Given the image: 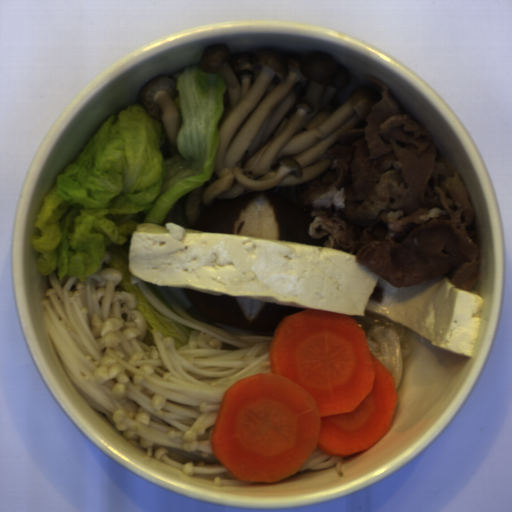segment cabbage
I'll use <instances>...</instances> for the list:
<instances>
[{"label": "cabbage", "instance_id": "cabbage-1", "mask_svg": "<svg viewBox=\"0 0 512 512\" xmlns=\"http://www.w3.org/2000/svg\"><path fill=\"white\" fill-rule=\"evenodd\" d=\"M178 95V154L164 159L162 124L142 104L128 105L99 125L83 151L43 197L34 226L38 273L82 282L102 268L121 273L118 286L134 295L146 331L174 340L175 350L190 342L194 328L160 313L128 267L132 233L170 234L164 225L179 198L205 185L216 168L219 122L227 84L217 72L186 67L173 77Z\"/></svg>", "mask_w": 512, "mask_h": 512}, {"label": "cabbage", "instance_id": "cabbage-2", "mask_svg": "<svg viewBox=\"0 0 512 512\" xmlns=\"http://www.w3.org/2000/svg\"><path fill=\"white\" fill-rule=\"evenodd\" d=\"M366 332L370 351L392 373L395 390L400 384L404 356L411 355L410 330L383 316H349Z\"/></svg>", "mask_w": 512, "mask_h": 512}]
</instances>
